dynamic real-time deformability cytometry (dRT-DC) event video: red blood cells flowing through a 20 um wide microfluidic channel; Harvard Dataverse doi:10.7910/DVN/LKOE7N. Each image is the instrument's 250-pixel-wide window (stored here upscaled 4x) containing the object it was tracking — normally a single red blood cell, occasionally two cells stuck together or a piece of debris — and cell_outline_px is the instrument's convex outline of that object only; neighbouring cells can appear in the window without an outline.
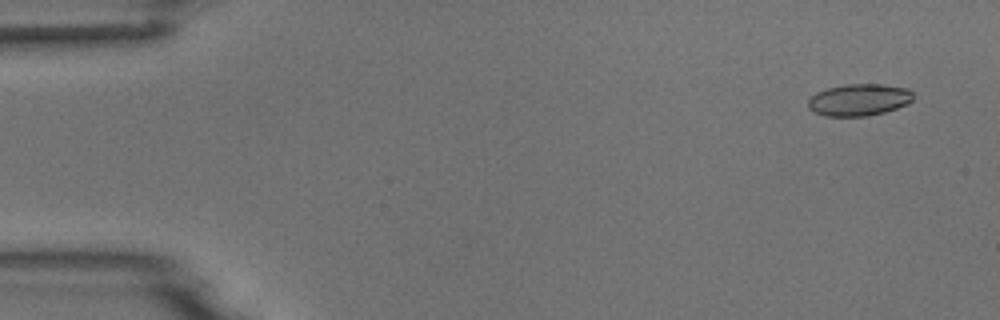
{"species": "common noctule bat (a hibernating species)", "species_latin": "Nyctalus noctula", "temperature_condition": "room temperature", "stored_images_in_passage": 5, "camera_frame_rate_fps": 3000, "um_per_image_px": 0.085, "animal": {"sex": "male", "body_mass_g": 18.8}, "frame": {"image": 1, "passage_image": 1, "time_ms": 0.0, "image_size_px": [1000, 320], "cell_outline_px": [[912, 100], [908, 104], [884, 112], [868, 116], [824, 116], [808, 108], [808, 100], [816, 92], [828, 88], [848, 84], [884, 84], [908, 88], [912, 92]], "centroid_in_image_um": [73.02, 8.48], "position_along_channel_um": 12.0, "area_um2": 19.54}}
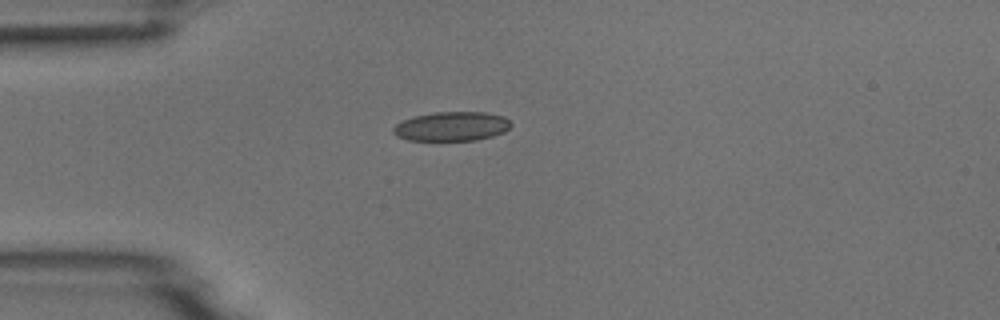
{"frame": {"image": 2, "passage_image": 4, "time_ms": 3.667, "image_size_px": [1000, 320], "cell_outline_px": [[512, 124], [504, 132], [492, 136], [476, 140], [408, 140], [396, 136], [392, 132], [392, 128], [396, 124], [404, 120], [416, 116], [436, 112], [484, 112], [504, 116]], "centroid_in_image_um": [38.39, 10.74], "position_along_channel_um": 46.6, "area_um2": 19.94}}